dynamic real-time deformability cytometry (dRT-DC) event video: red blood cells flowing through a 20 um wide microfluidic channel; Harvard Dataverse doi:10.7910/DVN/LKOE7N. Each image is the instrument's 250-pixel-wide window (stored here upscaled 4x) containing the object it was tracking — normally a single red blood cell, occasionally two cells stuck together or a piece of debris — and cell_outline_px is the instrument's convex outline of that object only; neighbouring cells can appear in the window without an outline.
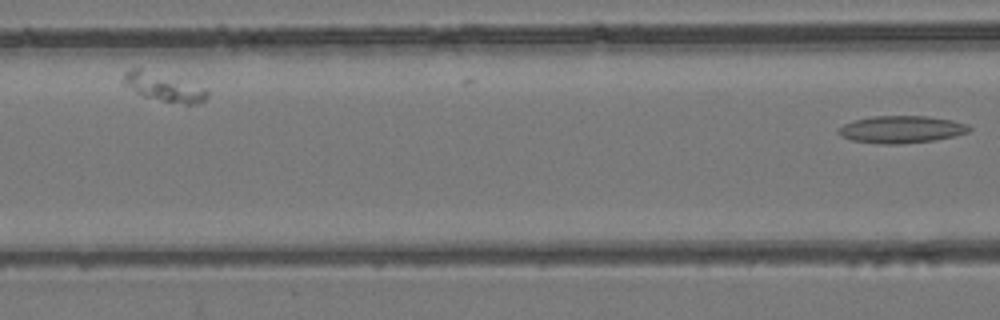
{"species": "common noctule bat (a hibernating species)", "species_latin": "Nyctalus noctula", "temperature_condition": "room temperature", "stored_images_in_passage": 5, "camera_frame_rate_fps": 3000, "um_per_image_px": 0.085, "animal": {"sex": "female", "body_mass_g": 24.6, "forearm_length_mm": 56.2}, "frame": {"image": 1, "passage_image": 5, "time_ms": 4.667, "image_size_px": [1000, 320], "cell_outline_px": [[972, 128], [968, 132], [952, 136], [932, 140], [900, 144], [880, 144], [852, 140], [840, 136], [836, 132], [844, 124], [856, 120], [872, 116], [928, 116], [952, 120], [968, 124]], "centroid_in_image_um": [76.61, 11.0], "position_along_channel_um": 90.0, "area_um2": 20.63}}